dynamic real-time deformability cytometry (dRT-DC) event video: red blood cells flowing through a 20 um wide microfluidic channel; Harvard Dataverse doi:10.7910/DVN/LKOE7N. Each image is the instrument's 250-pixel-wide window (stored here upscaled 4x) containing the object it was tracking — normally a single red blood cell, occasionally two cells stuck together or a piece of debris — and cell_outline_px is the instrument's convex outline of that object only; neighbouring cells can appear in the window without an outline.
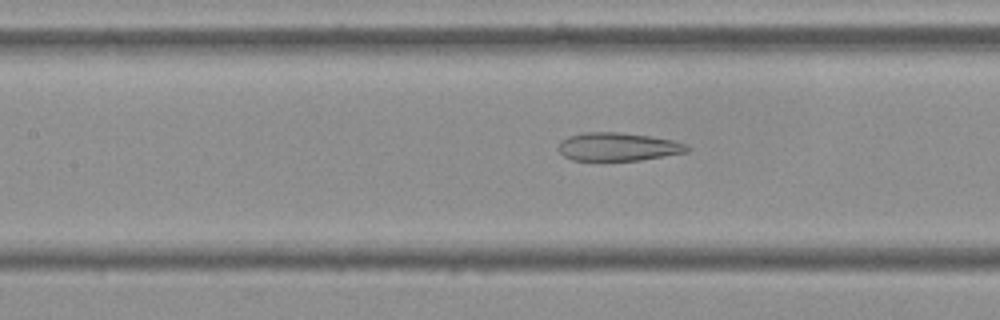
{"species": "Egyptian fruit bat (a non-hibernating species)", "species_latin": "Rousettus aegyptiacus", "temperature_condition": "cold", "stored_images_in_passage": 33, "camera_frame_rate_fps": 3000, "um_per_image_px": 0.085, "frame": {"image": 1, "passage_image": 10, "time_ms": 3.0, "image_size_px": [1000, 320], "cell_outline_px": [[688, 152], [640, 160], [572, 160], [564, 156], [556, 148], [560, 140], [568, 136], [584, 132], [620, 132], [652, 136], [672, 140], [688, 144]], "centroid_in_image_um": [52.5, 12.46], "position_along_channel_um": 154.9, "area_um2": 21.33}}
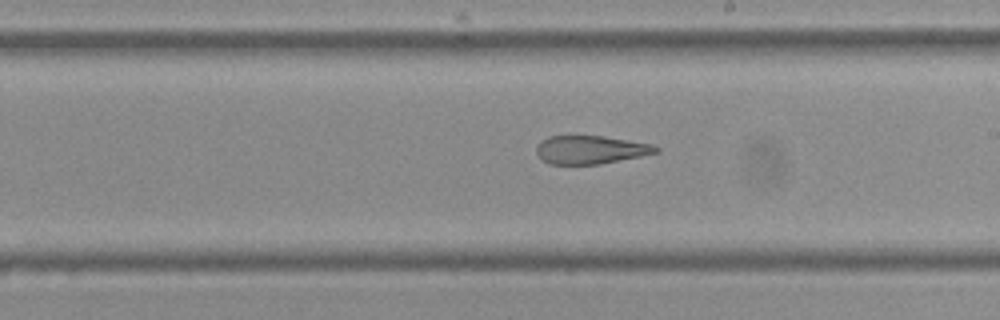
{"frame": {"image": 2, "passage_image": 17, "time_ms": 5.333, "image_size_px": [1000, 320], "cell_outline_px": [[660, 152], [600, 164], [548, 164], [540, 160], [536, 152], [536, 148], [540, 140], [548, 136], [604, 136], [652, 144], [660, 148]], "centroid_in_image_um": [50.17, 12.73], "position_along_channel_um": 238.8, "area_um2": 19.83}}
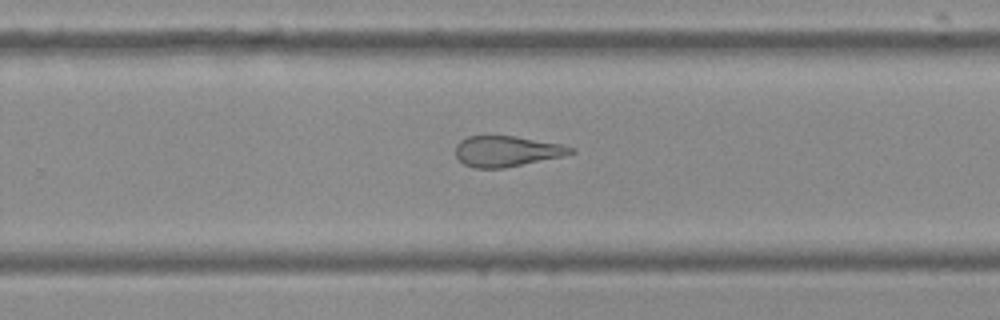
{"frame": {"image": 3, "passage_image": 21, "time_ms": 6.667, "image_size_px": [1000, 320], "cell_outline_px": [[576, 152], [564, 156], [504, 168], [472, 168], [464, 164], [456, 156], [456, 144], [460, 140], [468, 136], [516, 136], [560, 144], [576, 148]], "centroid_in_image_um": [43.08, 12.86], "position_along_channel_um": 286.7, "area_um2": 20.63}, "authors_computed_cell_mechanics": {"area_um2": 21.9062, "velocity_mm_per_s": 3.6025, "shape_relaxation_time_tau1_ms": null, "shape_relaxation_time_tau2_ms": 2.7092, "deformation_change_tau1": null, "deformation_change_tau2": 0.1254}}